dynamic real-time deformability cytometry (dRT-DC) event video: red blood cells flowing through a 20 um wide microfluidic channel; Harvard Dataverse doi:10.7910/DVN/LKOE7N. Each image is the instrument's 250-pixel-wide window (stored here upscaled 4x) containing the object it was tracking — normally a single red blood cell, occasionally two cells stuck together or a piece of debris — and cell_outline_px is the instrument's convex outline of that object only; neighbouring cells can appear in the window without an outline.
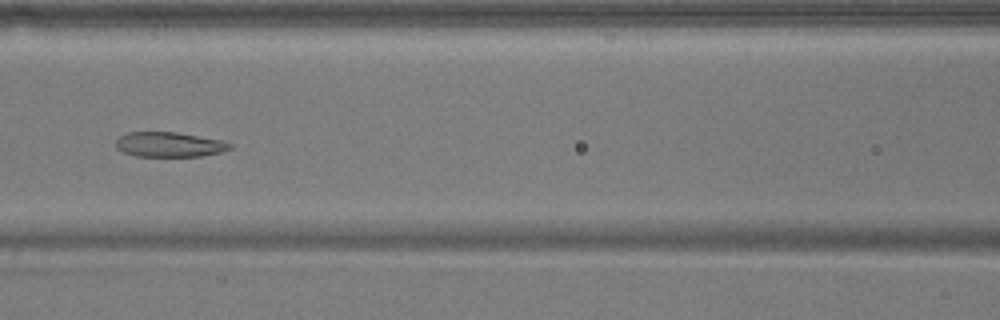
{"species": "common noctule bat (a hibernating species)", "species_latin": "Nyctalus noctula", "temperature_condition": "warm", "stored_images_in_passage": 7, "camera_frame_rate_fps": 3000, "um_per_image_px": 0.085, "animal": {"sex": "male", "body_mass_g": 17.9}, "frame": {"image": 1, "passage_image": 5, "time_ms": 5.333, "image_size_px": [1000, 320], "cell_outline_px": [[232, 148], [220, 152], [200, 156], [136, 156], [120, 152], [116, 148], [116, 140], [120, 136], [128, 132], [176, 132], [220, 140], [232, 144]], "centroid_in_image_um": [14.34, 12.29], "position_along_channel_um": 152.3, "area_um2": 16.47}}
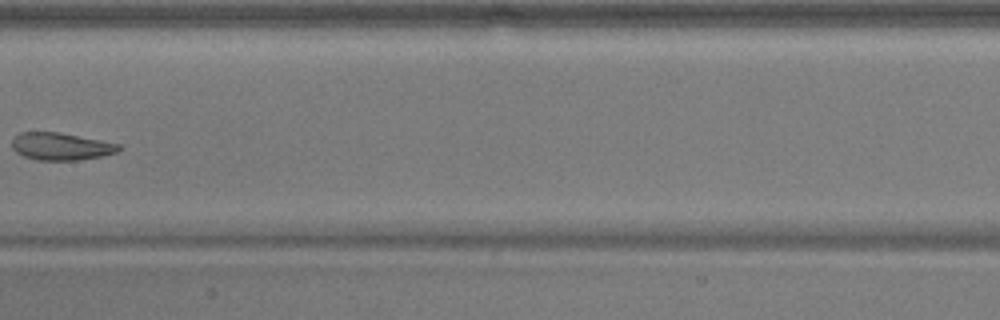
{"frame": {"image": 2, "passage_image": 6, "time_ms": 6.667, "image_size_px": [1000, 320], "cell_outline_px": [[120, 148], [116, 152], [100, 156], [80, 160], [36, 160], [24, 156], [16, 152], [12, 148], [12, 140], [20, 132], [60, 132], [120, 144]], "centroid_in_image_um": [5.15, 12.44], "position_along_channel_um": 202.2, "area_um2": 16.94}}